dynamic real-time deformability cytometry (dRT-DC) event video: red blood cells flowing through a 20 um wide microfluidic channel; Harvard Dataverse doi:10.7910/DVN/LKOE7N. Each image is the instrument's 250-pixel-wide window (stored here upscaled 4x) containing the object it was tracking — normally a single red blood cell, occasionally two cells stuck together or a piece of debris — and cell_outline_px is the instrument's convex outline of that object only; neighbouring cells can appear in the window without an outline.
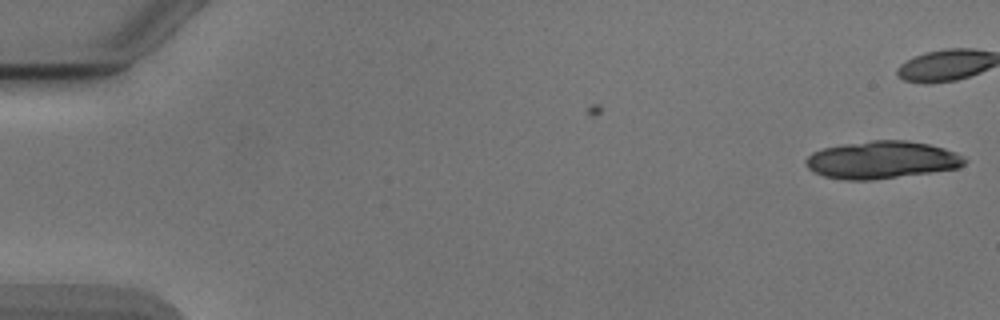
{"species": "Egyptian fruit bat (a non-hibernating species)", "species_latin": "Rousettus aegyptiacus", "temperature_condition": "cold", "stored_images_in_passage": 4, "camera_frame_rate_fps": 3000, "um_per_image_px": 0.085, "animal": {"sex": "male"}, "frame": {"image": 1, "passage_image": 4, "time_ms": 1.0, "image_size_px": [1000, 320], "cell_outline_px": [[968, 160], [964, 164], [956, 168], [932, 172], [872, 180], [844, 180], [824, 176], [812, 172], [804, 164], [804, 160], [812, 152], [824, 148], [840, 144], [872, 140], [908, 140], [928, 144], [944, 148], [956, 152], [964, 156]], "centroid_in_image_um": [74.92, 13.59], "position_along_channel_um": 10.1, "area_um2": 34.97}}